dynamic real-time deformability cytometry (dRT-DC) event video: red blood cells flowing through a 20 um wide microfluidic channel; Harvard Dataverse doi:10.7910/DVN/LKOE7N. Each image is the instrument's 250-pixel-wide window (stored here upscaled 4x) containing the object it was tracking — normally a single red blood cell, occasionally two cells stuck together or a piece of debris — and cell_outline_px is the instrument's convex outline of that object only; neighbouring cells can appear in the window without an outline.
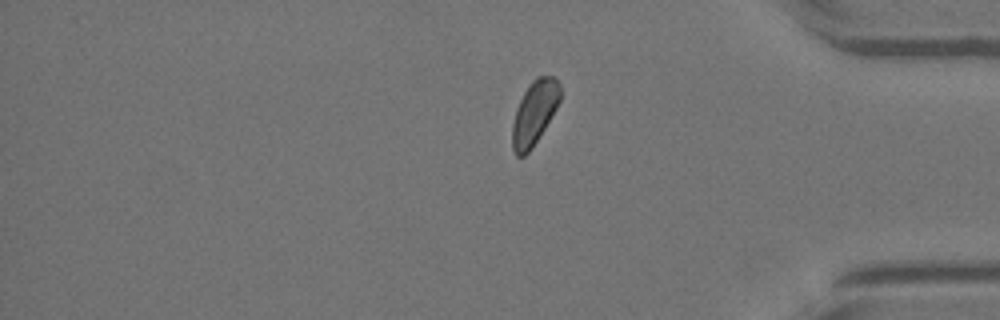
{"species": "Egyptian fruit bat (a non-hibernating species)", "species_latin": "Rousettus aegyptiacus", "temperature_condition": "warm", "stored_images_in_passage": 49, "camera_frame_rate_fps": 3000, "um_per_image_px": 0.085, "animal": {"sex": "female"}, "frame": {"image": 1, "passage_image": 49, "time_ms": 16.0, "image_size_px": [1000, 320], "cell_outline_px": [[560, 100], [556, 108], [532, 148], [524, 156], [516, 156], [512, 148], [512, 124], [516, 108], [524, 92], [532, 80], [536, 76], [556, 76], [560, 84]], "centroid_in_image_um": [45.41, 9.57], "position_along_channel_um": 389.8, "area_um2": 17.74}}